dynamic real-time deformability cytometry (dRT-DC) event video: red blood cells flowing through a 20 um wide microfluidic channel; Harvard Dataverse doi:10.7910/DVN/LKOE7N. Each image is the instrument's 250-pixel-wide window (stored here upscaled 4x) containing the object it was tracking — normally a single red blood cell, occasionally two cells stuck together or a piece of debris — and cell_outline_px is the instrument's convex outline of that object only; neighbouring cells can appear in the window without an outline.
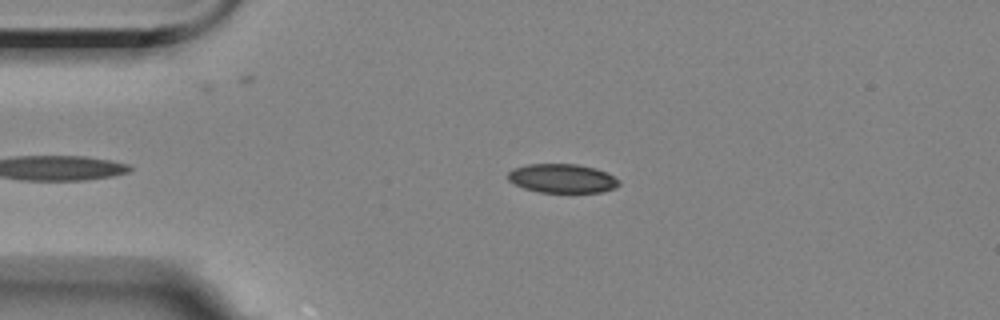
{"species": "Egyptian fruit bat (a non-hibernating species)", "species_latin": "Rousettus aegyptiacus", "temperature_condition": "room temperature", "stored_images_in_passage": 2, "camera_frame_rate_fps": 3000, "um_per_image_px": 0.085, "animal": {"sex": "female"}, "frame": {"image": 1, "passage_image": 1, "time_ms": 0.0, "image_size_px": [1000, 320], "cell_outline_px": [[620, 184], [616, 188], [600, 192], [540, 192], [524, 188], [508, 180], [508, 172], [512, 168], [528, 164], [576, 164], [596, 168], [608, 172], [620, 180]], "centroid_in_image_um": [47.82, 15.16], "position_along_channel_um": 37.2, "area_um2": 18.84}}